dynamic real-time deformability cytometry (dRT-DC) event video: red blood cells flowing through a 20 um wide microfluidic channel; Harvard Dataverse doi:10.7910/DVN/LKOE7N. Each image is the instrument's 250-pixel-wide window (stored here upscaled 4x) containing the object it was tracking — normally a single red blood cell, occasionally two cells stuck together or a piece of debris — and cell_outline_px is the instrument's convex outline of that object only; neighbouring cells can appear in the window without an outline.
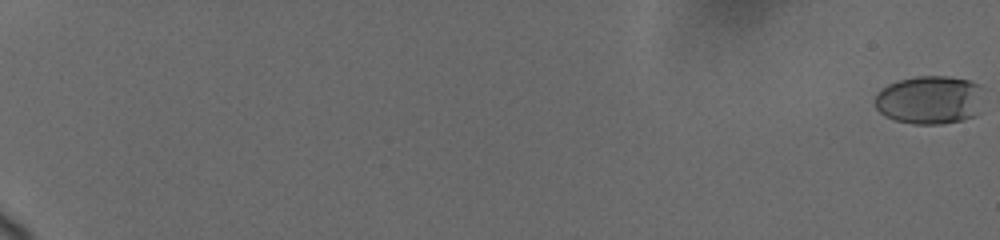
{"species": "human", "species_latin": "Homo sapiens", "temperature_condition": "cold", "stored_images_in_passage": 43, "camera_frame_rate_fps": 3000, "um_per_image_px": 0.085, "donor": {"sex": "female"}, "frame": {"image": 1, "passage_image": 1, "time_ms": 0.0, "image_size_px": [1000, 240], "cell_outline_px": [[984, 88], [976, 116], [964, 120], [940, 124], [916, 124], [896, 120], [880, 112], [876, 108], [876, 92], [880, 88], [888, 84], [900, 80], [916, 76], [948, 76], [968, 80], [980, 84]], "centroid_in_image_um": [79.05, 8.48], "position_along_channel_um": 6.0, "area_um2": 30.87}}
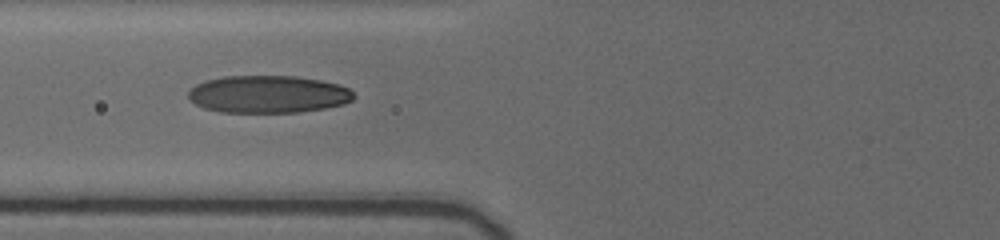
{"frame": {"image": 2, "passage_image": 39, "time_ms": 9.333, "image_size_px": [1000, 240], "cell_outline_px": [[356, 96], [352, 100], [344, 104], [324, 108], [300, 112], [220, 112], [204, 108], [188, 100], [188, 92], [196, 84], [204, 80], [224, 76], [296, 76], [320, 80], [340, 84], [348, 88]], "centroid_in_image_um": [22.78, 8.0], "position_along_channel_um": 103.0, "area_um2": 36.3}}
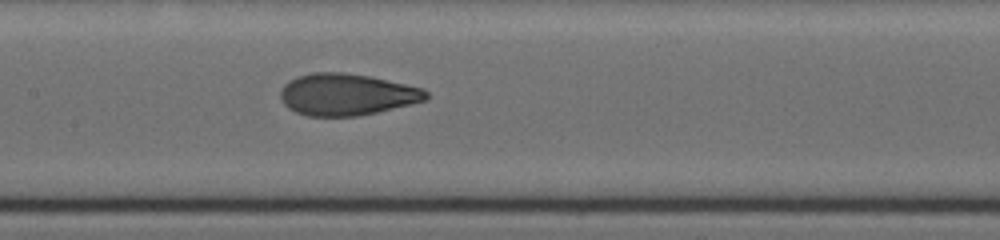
{"frame": {"image": 3, "passage_image": 43, "time_ms": 11.333, "image_size_px": [1000, 240], "cell_outline_px": [[428, 100], [412, 104], [376, 112], [356, 116], [308, 116], [296, 112], [288, 108], [284, 104], [280, 96], [280, 88], [284, 84], [296, 76], [312, 72], [344, 72], [372, 76], [424, 88], [428, 92]], "centroid_in_image_um": [29.48, 8.02], "position_along_channel_um": 177.9, "area_um2": 35.78}}